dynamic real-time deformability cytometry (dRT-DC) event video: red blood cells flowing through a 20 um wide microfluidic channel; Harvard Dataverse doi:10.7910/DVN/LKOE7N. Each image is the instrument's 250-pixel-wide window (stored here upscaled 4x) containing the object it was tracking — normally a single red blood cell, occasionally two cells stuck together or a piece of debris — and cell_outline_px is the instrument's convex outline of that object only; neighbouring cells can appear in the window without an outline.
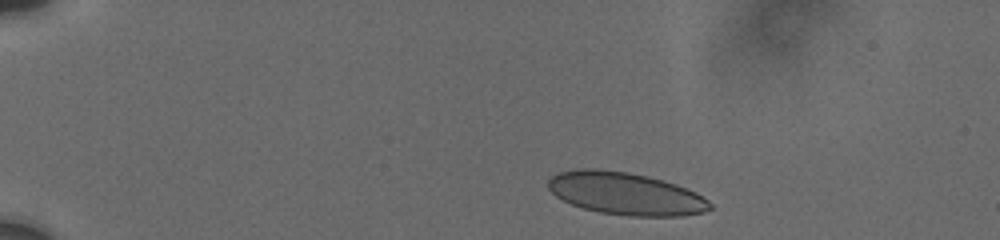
{"species": "human", "species_latin": "Homo sapiens", "temperature_condition": "cold", "stored_images_in_passage": 28, "camera_frame_rate_fps": 3000, "um_per_image_px": 0.085, "donor": {"sex": "male"}, "frame": {"image": 1, "passage_image": 3, "time_ms": 0.667, "image_size_px": [1000, 240], "cell_outline_px": [[712, 208], [704, 212], [680, 216], [628, 216], [600, 212], [584, 208], [572, 204], [556, 196], [548, 188], [548, 180], [556, 172], [580, 168], [596, 168], [628, 172], [648, 176], [664, 180], [676, 184], [696, 192], [708, 200], [712, 204]], "centroid_in_image_um": [53.17, 16.44], "position_along_channel_um": 31.8, "area_um2": 40.17}}
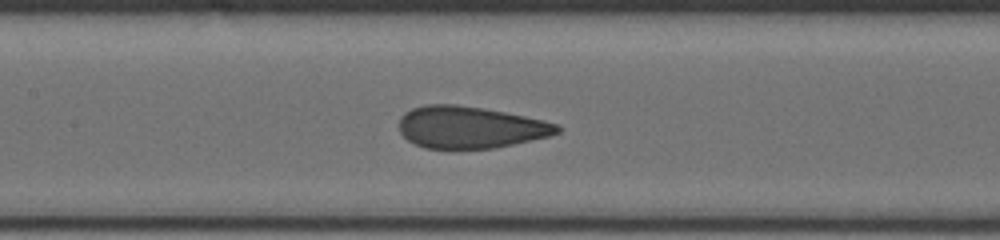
{"frame": {"image": 2, "passage_image": 17, "time_ms": 6.667, "image_size_px": [1000, 240], "cell_outline_px": [[560, 132], [552, 136], [492, 148], [424, 148], [408, 140], [400, 132], [400, 116], [404, 112], [412, 108], [424, 104], [456, 104], [484, 108], [544, 120], [560, 124]], "centroid_in_image_um": [39.97, 10.8], "position_along_channel_um": 167.4, "area_um2": 38.67}}
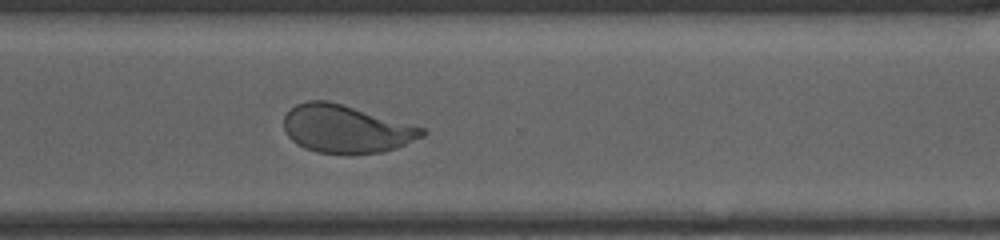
{"frame": {"image": 3, "passage_image": 28, "time_ms": 11.333, "image_size_px": [1000, 240], "cell_outline_px": [[428, 132], [424, 136], [396, 148], [384, 152], [348, 156], [316, 152], [304, 148], [296, 144], [284, 132], [284, 116], [296, 104], [308, 100], [328, 100], [424, 128]], "centroid_in_image_um": [29.39, 11.0], "position_along_channel_um": 341.2, "area_um2": 39.02}}